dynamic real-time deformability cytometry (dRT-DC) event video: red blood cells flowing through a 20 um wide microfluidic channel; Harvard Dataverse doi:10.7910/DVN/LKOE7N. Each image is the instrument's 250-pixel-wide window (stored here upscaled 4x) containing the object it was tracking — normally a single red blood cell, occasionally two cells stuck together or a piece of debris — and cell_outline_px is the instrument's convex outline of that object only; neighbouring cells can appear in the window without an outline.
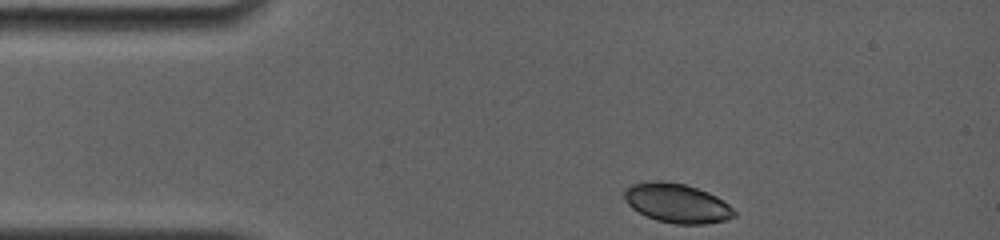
{"species": "common noctule bat (a hibernating species)", "species_latin": "Nyctalus noctula", "temperature_condition": "room temperature", "stored_images_in_passage": 28, "camera_frame_rate_fps": 4000, "um_per_image_px": 0.085, "animal": {"sex": "female", "body_mass_g": 19.0, "forearm_length_mm": 56.7}, "frame": {"image": 1, "passage_image": 1, "time_ms": 0.0, "image_size_px": [1000, 240], "cell_outline_px": [[736, 216], [724, 220], [704, 224], [676, 224], [656, 220], [632, 208], [628, 204], [624, 196], [624, 188], [632, 184], [652, 180], [660, 180], [684, 184], [708, 192], [716, 196], [728, 204], [736, 212]], "centroid_in_image_um": [57.53, 17.26], "position_along_channel_um": 27.5, "area_um2": 25.03}}
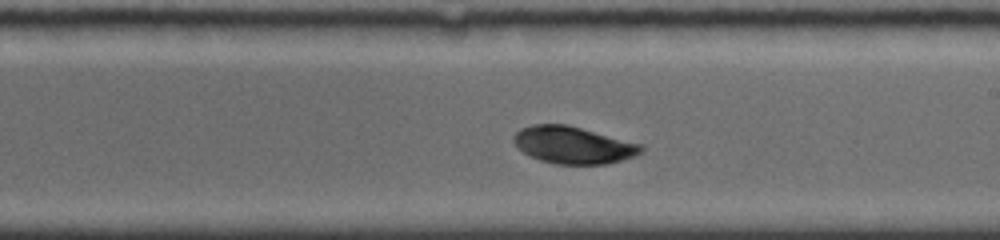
{"frame": {"image": 2, "passage_image": 16, "time_ms": 7.0, "image_size_px": [1000, 240], "cell_outline_px": [[644, 148], [636, 156], [604, 164], [556, 164], [540, 160], [516, 148], [512, 140], [512, 136], [520, 128], [532, 124], [568, 124], [644, 144]], "centroid_in_image_um": [48.71, 12.31], "position_along_channel_um": 240.3, "area_um2": 27.86}}
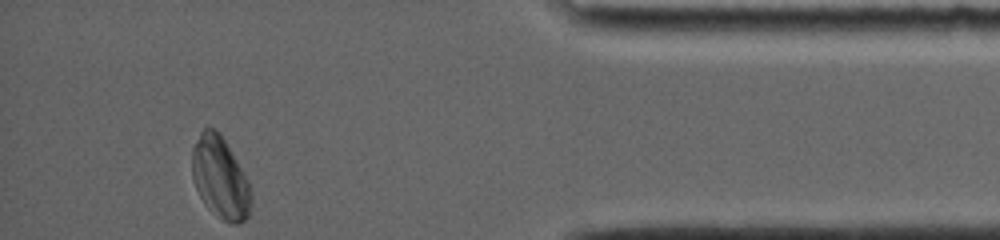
{"frame": {"image": 3, "passage_image": 28, "time_ms": 12.5, "image_size_px": [1000, 240], "cell_outline_px": [[252, 204], [248, 216], [244, 220], [236, 224], [228, 224], [208, 208], [204, 204], [196, 188], [192, 176], [192, 148], [200, 132], [204, 128], [216, 128], [224, 140], [244, 172], [248, 180], [252, 192]], "centroid_in_image_um": [18.73, 15.13], "position_along_channel_um": 416.5, "area_um2": 28.21}, "authors_computed_cell_mechanics": {"area_um2": 27.4261, "velocity_mm_per_s": 3.7375, "shape_relaxation_time_tau1_ms": 1.7741, "shape_relaxation_time_tau2_ms": 6.506, "deformation_change_tau1": 0.0631, "deformation_change_tau2": 0.0605}}